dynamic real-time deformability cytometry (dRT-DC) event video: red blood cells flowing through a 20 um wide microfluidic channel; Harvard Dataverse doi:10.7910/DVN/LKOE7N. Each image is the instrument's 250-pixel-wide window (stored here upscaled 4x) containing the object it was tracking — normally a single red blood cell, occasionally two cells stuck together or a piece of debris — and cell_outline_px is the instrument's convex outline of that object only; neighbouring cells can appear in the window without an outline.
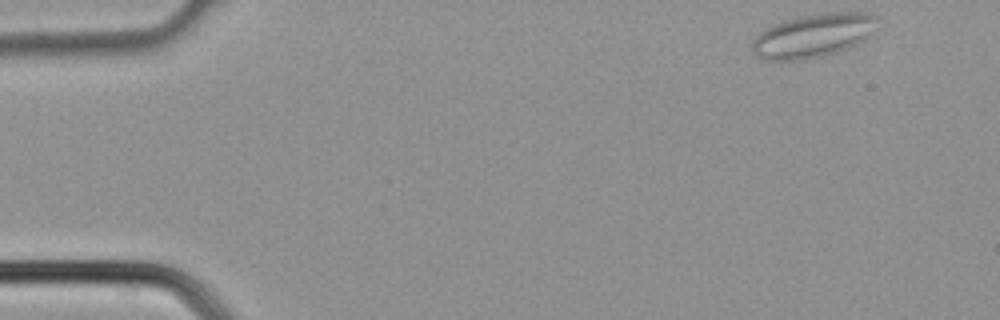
{"species": "common noctule bat (a hibernating species)", "species_latin": "Nyctalus noctula", "temperature_condition": "cold", "stored_images_in_passage": 3, "camera_frame_rate_fps": 3000, "um_per_image_px": 0.085, "animal": {"sex": "male", "body_mass_g": 21.5, "forearm_length_mm": 52.0}, "frame": {"image": 1, "passage_image": 1, "time_ms": 0.0, "image_size_px": [1000, 320], "cell_outline_px": [[876, 20], [868, 36], [864, 40], [848, 48], [820, 56], [804, 60], [764, 60], [756, 56], [752, 52], [752, 40], [760, 32], [784, 20], [800, 16], [824, 12], [868, 12], [876, 16]], "centroid_in_image_um": [69.08, 3.02], "position_along_channel_um": 15.9, "area_um2": 31.56}}